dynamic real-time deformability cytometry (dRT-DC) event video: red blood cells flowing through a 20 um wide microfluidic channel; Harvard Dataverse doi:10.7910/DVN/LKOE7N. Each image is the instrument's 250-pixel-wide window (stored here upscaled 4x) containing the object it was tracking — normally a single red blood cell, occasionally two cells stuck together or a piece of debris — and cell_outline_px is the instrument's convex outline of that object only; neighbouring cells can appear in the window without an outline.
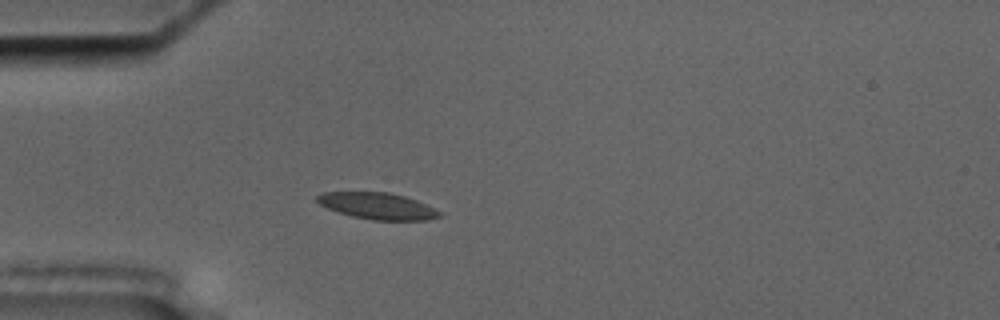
{"species": "common noctule bat (a hibernating species)", "species_latin": "Nyctalus noctula", "temperature_condition": "cold", "stored_images_in_passage": 24, "camera_frame_rate_fps": 3000, "um_per_image_px": 0.085, "animal": {"sex": "male", "body_mass_g": 17.5, "forearm_length_mm": 52.3}, "frame": {"image": 1, "passage_image": 1, "time_ms": 0.0, "image_size_px": [1000, 320], "cell_outline_px": [[440, 216], [428, 220], [372, 220], [352, 216], [328, 208], [320, 204], [316, 200], [316, 196], [324, 192], [388, 192], [404, 196], [416, 200], [440, 212]], "centroid_in_image_um": [32.06, 17.5], "position_along_channel_um": 52.9, "area_um2": 18.61}}
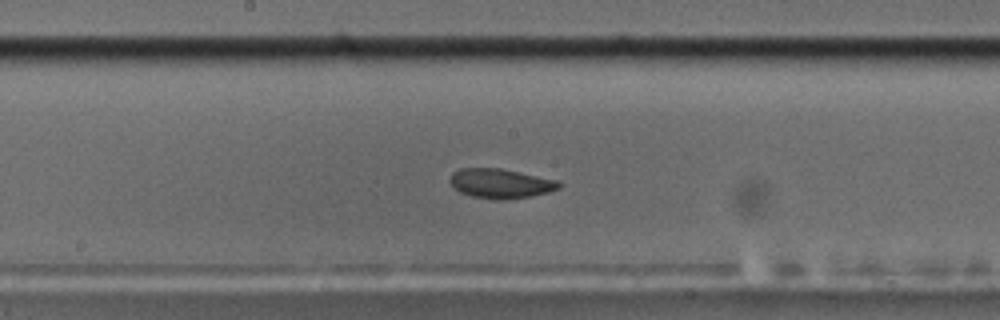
{"frame": {"image": 2, "passage_image": 15, "time_ms": 4.667, "image_size_px": [1000, 320], "cell_outline_px": [[560, 188], [548, 192], [532, 196], [504, 200], [496, 200], [472, 196], [460, 192], [448, 180], [452, 172], [460, 168], [500, 168], [560, 180]], "centroid_in_image_um": [42.56, 15.59], "position_along_channel_um": 205.6, "area_um2": 18.9}}
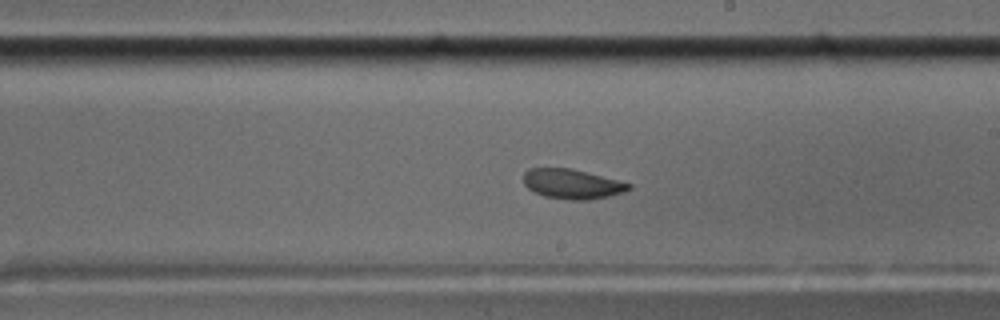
{"frame": {"image": 3, "passage_image": 18, "time_ms": 5.667, "image_size_px": [1000, 320], "cell_outline_px": [[632, 188], [624, 192], [608, 196], [588, 200], [572, 200], [544, 196], [528, 188], [524, 184], [524, 172], [528, 168], [572, 168], [632, 184]], "centroid_in_image_um": [48.63, 15.63], "position_along_channel_um": 240.4, "area_um2": 18.15}}